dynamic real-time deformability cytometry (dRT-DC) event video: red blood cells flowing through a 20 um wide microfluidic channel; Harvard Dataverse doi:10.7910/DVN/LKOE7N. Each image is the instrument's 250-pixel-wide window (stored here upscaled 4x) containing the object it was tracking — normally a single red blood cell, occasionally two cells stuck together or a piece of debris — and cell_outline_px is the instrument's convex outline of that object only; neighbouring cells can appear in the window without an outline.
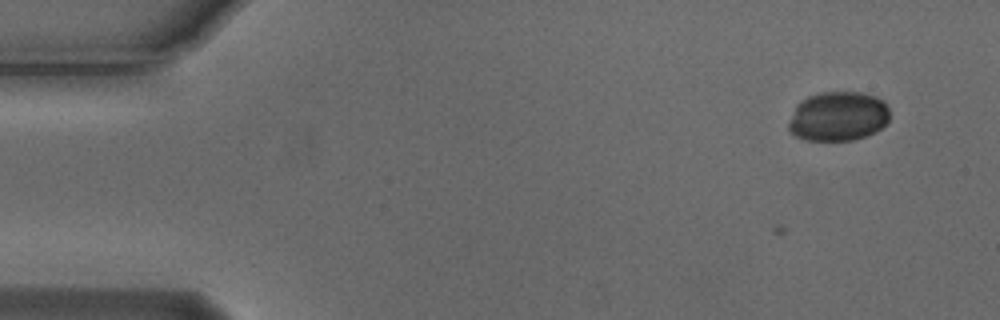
{"species": "Egyptian fruit bat (a non-hibernating species)", "species_latin": "Rousettus aegyptiacus", "temperature_condition": "cold", "stored_images_in_passage": 6, "camera_frame_rate_fps": 3000, "um_per_image_px": 0.085, "animal": {"sex": "male"}, "frame": {"image": 1, "passage_image": 3, "time_ms": 0.667, "image_size_px": [1000, 320], "cell_outline_px": [[888, 120], [876, 132], [852, 140], [808, 140], [796, 136], [788, 128], [788, 124], [796, 104], [800, 100], [808, 96], [820, 92], [860, 92], [876, 96], [884, 100], [888, 108]], "centroid_in_image_um": [71.23, 9.87], "position_along_channel_um": 13.8, "area_um2": 29.13}}